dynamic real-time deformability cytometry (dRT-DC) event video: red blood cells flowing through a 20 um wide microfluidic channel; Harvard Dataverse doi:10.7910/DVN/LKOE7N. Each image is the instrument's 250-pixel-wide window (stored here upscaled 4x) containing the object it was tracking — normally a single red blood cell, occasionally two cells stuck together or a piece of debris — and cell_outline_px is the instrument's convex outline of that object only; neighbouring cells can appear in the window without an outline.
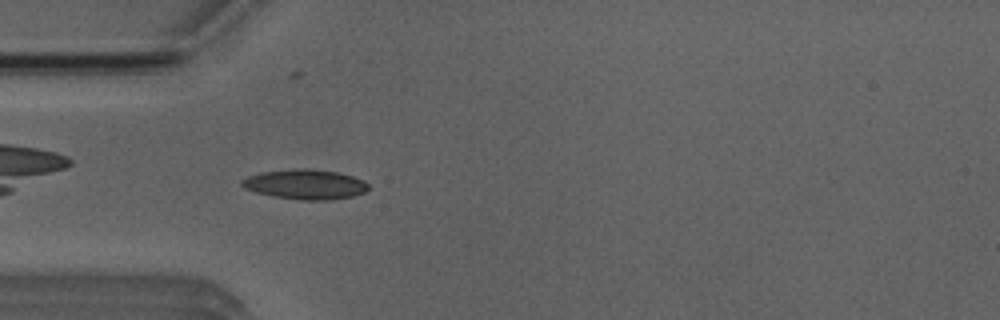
{"species": "Egyptian fruit bat (a non-hibernating species)", "species_latin": "Rousettus aegyptiacus", "temperature_condition": "room temperature", "stored_images_in_passage": 40, "camera_frame_rate_fps": 3000, "um_per_image_px": 0.085, "animal": {"sex": "male"}, "frame": {"image": 1, "passage_image": 3, "time_ms": 0.667, "image_size_px": [1000, 320], "cell_outline_px": [[368, 188], [364, 192], [352, 196], [328, 200], [300, 200], [272, 196], [256, 192], [244, 188], [240, 184], [240, 180], [248, 176], [260, 172], [300, 168], [308, 168], [340, 172], [364, 180], [368, 184]], "centroid_in_image_um": [25.93, 15.66], "position_along_channel_um": 59.1, "area_um2": 22.14}}
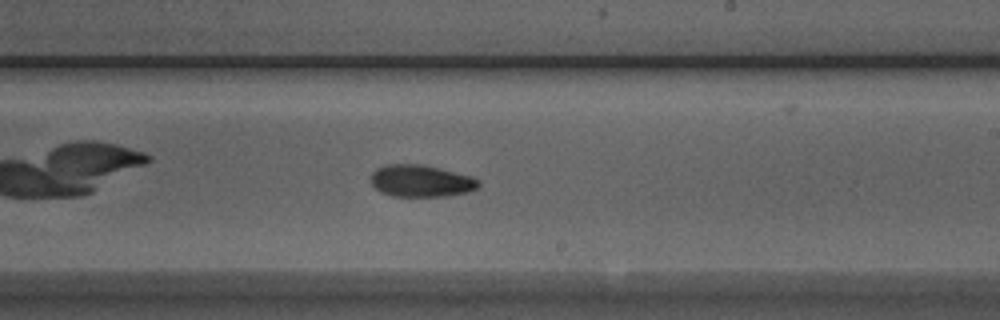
{"frame": {"image": 2, "passage_image": 18, "time_ms": 5.667, "image_size_px": [1000, 320], "cell_outline_px": [[480, 188], [468, 192], [448, 196], [392, 196], [380, 192], [372, 184], [368, 176], [376, 168], [384, 164], [424, 164], [472, 176], [480, 180]], "centroid_in_image_um": [35.78, 15.37], "position_along_channel_um": 253.2, "area_um2": 20.52}}
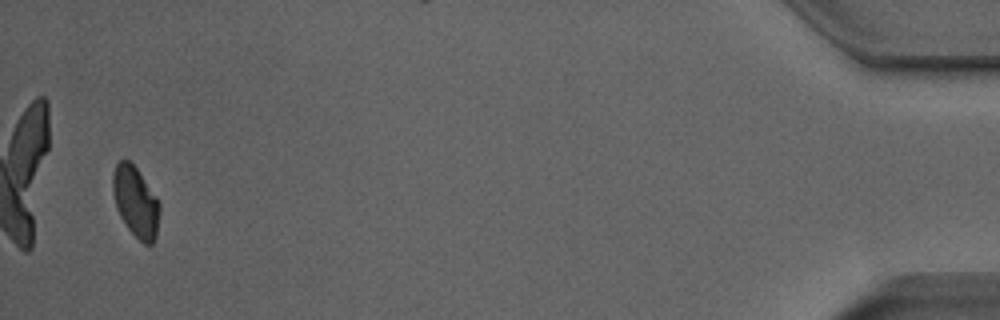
{"frame": {"image": 3, "passage_image": 38, "time_ms": 12.333, "image_size_px": [1000, 320], "cell_outline_px": [[160, 208], [156, 236], [152, 244], [144, 244], [128, 228], [120, 216], [116, 208], [112, 192], [112, 172], [116, 164], [120, 160], [128, 160], [136, 168], [156, 196], [160, 204]], "centroid_in_image_um": [11.51, 17.14], "position_along_channel_um": 423.7, "area_um2": 19.13}, "authors_computed_cell_mechanics": {"area_um2": 20.0277, "velocity_mm_per_s": 3.9204, "shape_relaxation_time_tau1_ms": 6.7579, "shape_relaxation_time_tau2_ms": null, "deformation_change_tau1": 0.1421, "deformation_change_tau2": null}}